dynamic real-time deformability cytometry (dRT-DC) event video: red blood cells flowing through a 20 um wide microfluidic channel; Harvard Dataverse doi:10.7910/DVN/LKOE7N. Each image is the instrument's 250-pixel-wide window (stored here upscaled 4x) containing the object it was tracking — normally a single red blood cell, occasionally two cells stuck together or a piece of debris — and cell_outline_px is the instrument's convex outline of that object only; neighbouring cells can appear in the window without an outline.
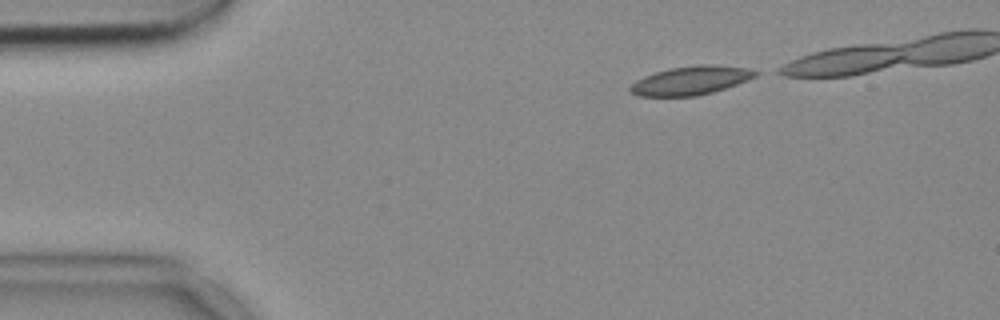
{"species": "common noctule bat (a hibernating species)", "species_latin": "Nyctalus noctula", "temperature_condition": "cold", "stored_images_in_passage": 36, "camera_frame_rate_fps": 3000, "um_per_image_px": 0.085, "animal": {"sex": "female", "body_mass_g": 18.4}, "frame": {"image": 1, "passage_image": 1, "time_ms": 0.0, "image_size_px": [1000, 320], "cell_outline_px": [[760, 72], [756, 76], [748, 80], [712, 92], [696, 96], [636, 96], [628, 92], [628, 88], [636, 80], [644, 76], [668, 68], [700, 64], [712, 64], [748, 68]], "centroid_in_image_um": [58.69, 6.84], "position_along_channel_um": 26.3, "area_um2": 21.04}}
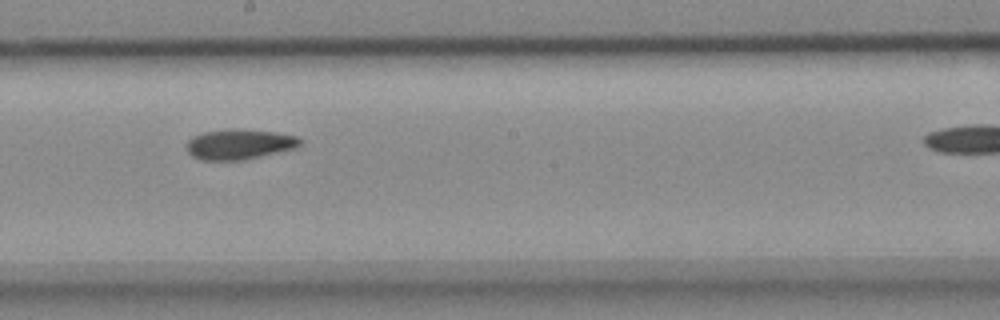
{"frame": {"image": 2, "passage_image": 22, "time_ms": 7.0, "image_size_px": [1000, 320], "cell_outline_px": [[304, 144], [296, 148], [244, 160], [200, 160], [192, 156], [184, 148], [188, 140], [192, 136], [204, 132], [232, 128], [236, 128], [276, 132], [296, 136], [304, 140]], "centroid_in_image_um": [20.35, 12.26], "position_along_channel_um": 227.8, "area_um2": 20.4}}
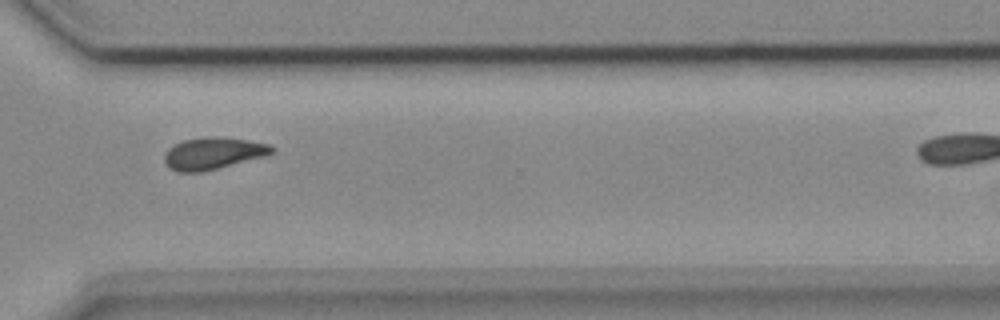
{"frame": {"image": 3, "passage_image": 32, "time_ms": 10.333, "image_size_px": [1000, 320], "cell_outline_px": [[276, 152], [264, 156], [204, 172], [176, 172], [168, 168], [164, 160], [164, 156], [168, 148], [184, 140], [204, 136], [212, 136], [248, 140], [268, 144], [276, 148]], "centroid_in_image_um": [18.11, 13.04], "position_along_channel_um": 352.5, "area_um2": 20.11}}